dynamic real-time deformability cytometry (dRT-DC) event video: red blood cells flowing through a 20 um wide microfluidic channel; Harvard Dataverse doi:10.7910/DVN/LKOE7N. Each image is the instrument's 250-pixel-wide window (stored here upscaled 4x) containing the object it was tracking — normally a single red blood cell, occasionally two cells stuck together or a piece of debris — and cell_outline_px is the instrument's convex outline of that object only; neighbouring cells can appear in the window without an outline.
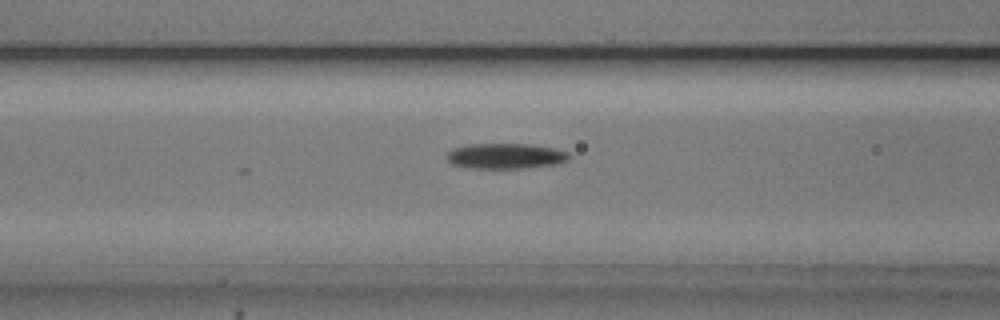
{"species": "common noctule bat (a hibernating species)", "species_latin": "Nyctalus noctula", "temperature_condition": "cold", "stored_images_in_passage": 20, "camera_frame_rate_fps": 3000, "um_per_image_px": 0.085, "animal": {"sex": "male", "body_mass_g": 20.5, "forearm_length_mm": 52.5}, "frame": {"image": 1, "passage_image": 9, "time_ms": 2.667, "image_size_px": [1000, 320], "cell_outline_px": [[572, 156], [568, 160], [556, 164], [524, 168], [468, 168], [452, 164], [448, 160], [448, 152], [452, 148], [468, 144], [524, 144], [556, 148], [568, 152]], "centroid_in_image_um": [42.99, 13.26], "position_along_channel_um": 123.6, "area_um2": 18.15}}
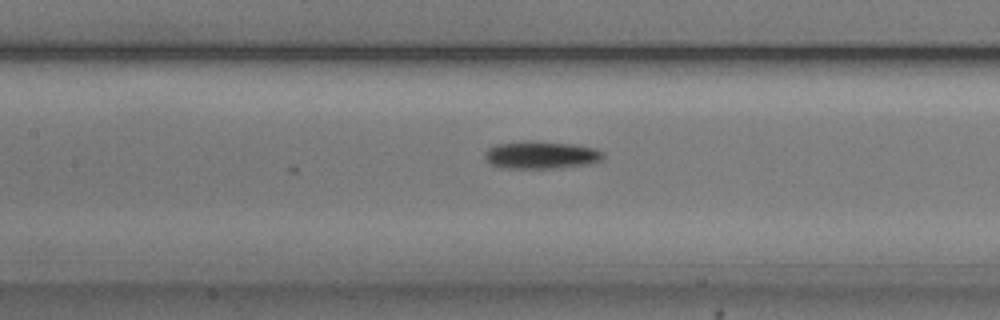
{"frame": {"image": 2, "passage_image": 12, "time_ms": 3.667, "image_size_px": [1000, 320], "cell_outline_px": [[604, 156], [600, 160], [588, 164], [552, 168], [508, 168], [492, 164], [484, 156], [484, 152], [488, 148], [496, 144], [572, 144], [596, 148], [604, 152]], "centroid_in_image_um": [46.04, 13.22], "position_along_channel_um": 161.4, "area_um2": 17.8}}